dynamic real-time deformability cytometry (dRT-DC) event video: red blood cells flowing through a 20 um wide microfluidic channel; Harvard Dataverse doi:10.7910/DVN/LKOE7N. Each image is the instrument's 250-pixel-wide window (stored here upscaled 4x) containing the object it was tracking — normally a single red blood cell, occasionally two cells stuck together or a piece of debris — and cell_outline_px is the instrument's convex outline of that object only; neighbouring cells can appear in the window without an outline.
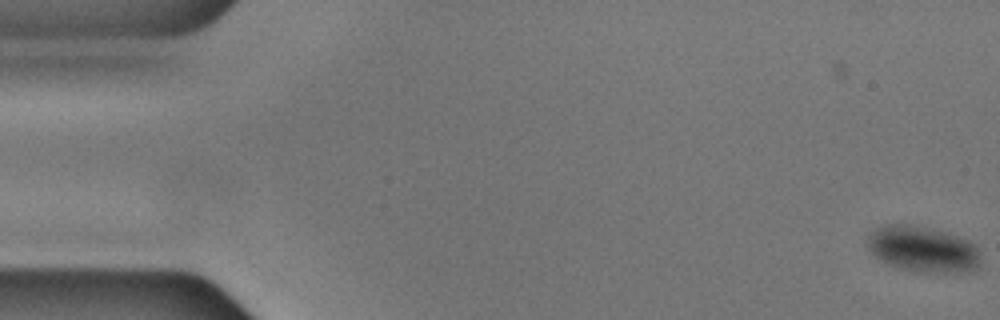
{"species": "common noctule bat (a hibernating species)", "species_latin": "Nyctalus noctula", "temperature_condition": "cold", "stored_images_in_passage": 56, "camera_frame_rate_fps": 3000, "um_per_image_px": 0.085, "animal": {"sex": "male", "body_mass_g": 17.9, "forearm_length_mm": 54.2}, "frame": {"image": 1, "passage_image": 1, "time_ms": 0.0, "image_size_px": [1000, 320], "cell_outline_px": [[980, 264], [976, 268], [960, 272], [916, 272], [888, 264], [880, 260], [868, 248], [868, 236], [876, 228], [884, 224], [908, 224], [928, 228], [944, 232], [968, 240], [976, 244], [980, 252]], "centroid_in_image_um": [78.45, 21.17], "position_along_channel_um": 6.5, "area_um2": 30.11}}
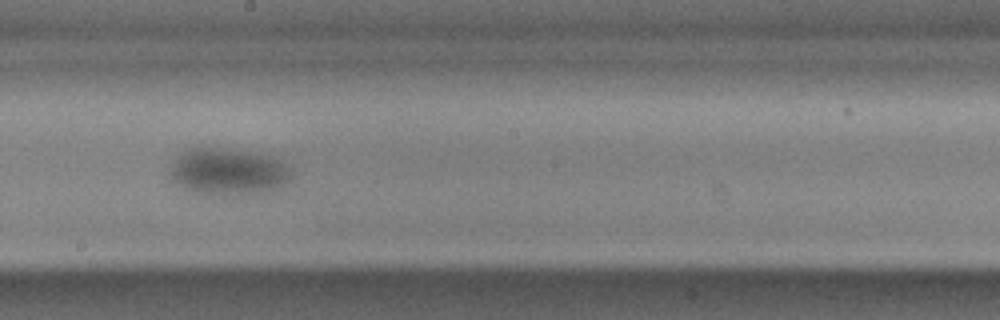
{"frame": {"image": 2, "passage_image": 31, "time_ms": 10.0, "image_size_px": [1000, 320], "cell_outline_px": [[296, 176], [292, 180], [276, 188], [252, 196], [232, 196], [196, 192], [184, 188], [172, 180], [168, 176], [168, 172], [176, 156], [188, 148], [224, 148], [260, 152], [272, 156], [288, 164], [292, 168]], "centroid_in_image_um": [19.47, 14.59], "position_along_channel_um": 228.7, "area_um2": 34.28}}
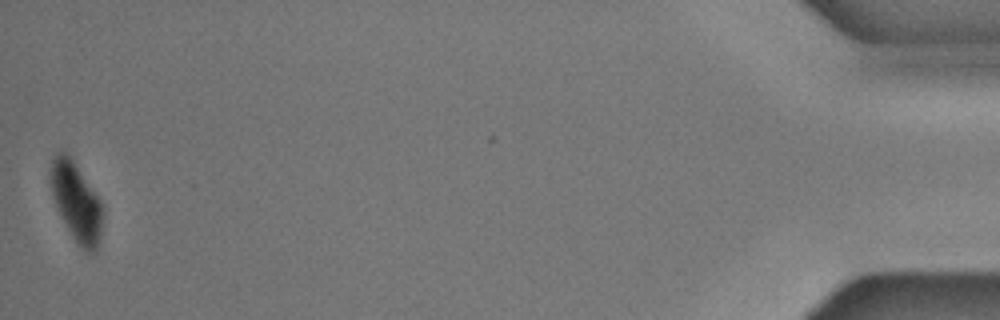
{"frame": {"image": 3, "passage_image": 56, "time_ms": 18.333, "image_size_px": [1000, 320], "cell_outline_px": [[104, 220], [100, 240], [96, 252], [88, 252], [80, 248], [76, 244], [56, 204], [52, 192], [52, 160], [60, 152], [64, 152], [72, 160], [100, 200], [104, 208]], "centroid_in_image_um": [6.57, 17.28], "position_along_channel_um": 428.6, "area_um2": 23.24}}